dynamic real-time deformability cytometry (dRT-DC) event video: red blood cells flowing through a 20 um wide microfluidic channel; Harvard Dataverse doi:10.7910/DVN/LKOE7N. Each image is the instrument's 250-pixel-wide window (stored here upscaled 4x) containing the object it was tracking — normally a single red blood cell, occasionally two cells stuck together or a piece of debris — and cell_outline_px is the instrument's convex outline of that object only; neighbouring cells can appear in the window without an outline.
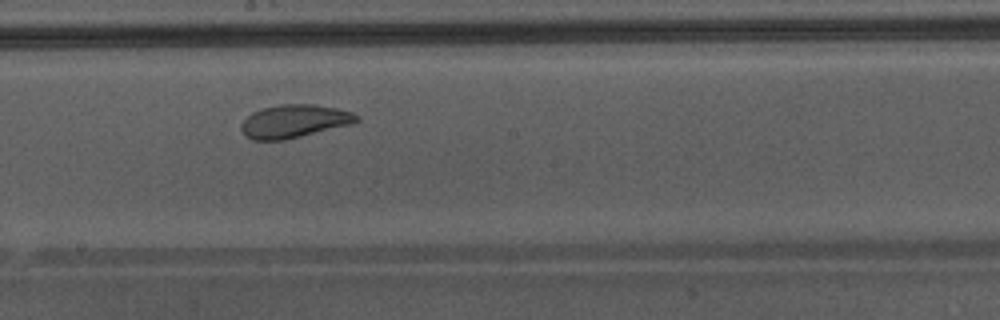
{"species": "Egyptian fruit bat (a non-hibernating species)", "species_latin": "Rousettus aegyptiacus", "temperature_condition": "warm", "stored_images_in_passage": 36, "camera_frame_rate_fps": 3000, "um_per_image_px": 0.085, "animal": {"sex": "male"}, "frame": {"image": 1, "passage_image": 16, "time_ms": 5.0, "image_size_px": [1000, 320], "cell_outline_px": [[360, 120], [352, 124], [284, 140], [252, 140], [244, 136], [240, 128], [240, 124], [252, 112], [260, 108], [280, 104], [312, 104], [336, 108], [352, 112], [360, 116]], "centroid_in_image_um": [24.99, 10.3], "position_along_channel_um": 223.2, "area_um2": 22.43}, "authors_computed_cell_mechanics": {"area_um2": 24.3049, "velocity_mm_per_s": 4.2958, "shape_relaxation_time_tau1_ms": 3.5348, "shape_relaxation_time_tau2_ms": 1.0643, "deformation_change_tau1": 0.1079, "deformation_change_tau2": 0.0691}}